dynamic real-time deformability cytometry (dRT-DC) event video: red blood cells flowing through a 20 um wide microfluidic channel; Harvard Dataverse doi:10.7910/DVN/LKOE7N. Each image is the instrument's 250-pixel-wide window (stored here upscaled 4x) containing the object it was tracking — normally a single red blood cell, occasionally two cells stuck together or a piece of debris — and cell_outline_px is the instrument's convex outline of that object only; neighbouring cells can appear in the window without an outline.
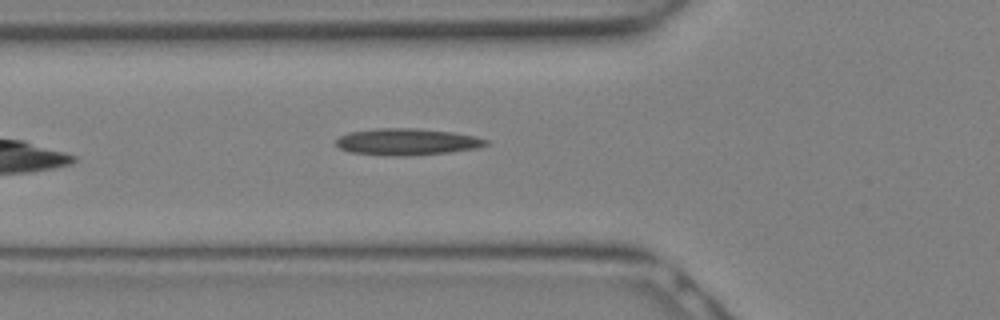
{"species": "Egyptian fruit bat (a non-hibernating species)", "species_latin": "Rousettus aegyptiacus", "temperature_condition": "warm", "stored_images_in_passage": 4, "camera_frame_rate_fps": 3000, "um_per_image_px": 0.085, "animal": {"sex": "female"}, "frame": {"image": 1, "passage_image": 2, "time_ms": 0.333, "image_size_px": [1000, 320], "cell_outline_px": [[488, 144], [476, 148], [448, 152], [408, 156], [392, 156], [352, 152], [340, 148], [336, 144], [336, 140], [340, 136], [348, 132], [376, 128], [416, 128], [452, 132], [476, 136], [488, 140]], "centroid_in_image_um": [34.59, 12.05], "position_along_channel_um": 91.2, "area_um2": 23.24}}
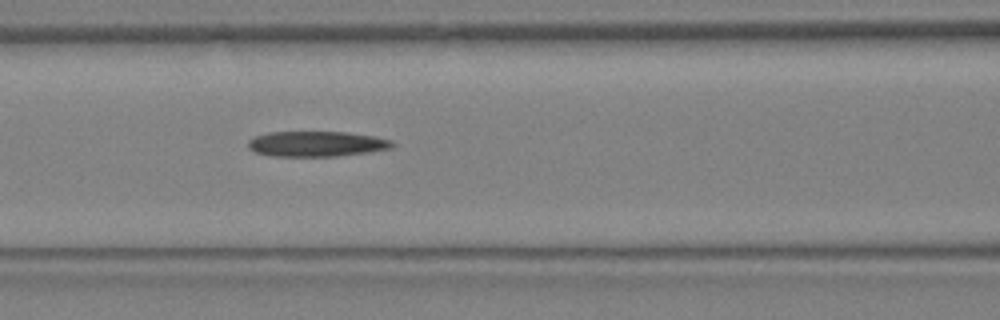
{"frame": {"image": 2, "passage_image": 4, "time_ms": 1.0, "image_size_px": [1000, 320], "cell_outline_px": [[396, 144], [392, 148], [368, 152], [336, 156], [272, 156], [256, 152], [248, 148], [248, 140], [256, 136], [268, 132], [348, 132], [376, 136], [392, 140]], "centroid_in_image_um": [26.94, 12.22], "position_along_channel_um": 139.7, "area_um2": 21.39}}